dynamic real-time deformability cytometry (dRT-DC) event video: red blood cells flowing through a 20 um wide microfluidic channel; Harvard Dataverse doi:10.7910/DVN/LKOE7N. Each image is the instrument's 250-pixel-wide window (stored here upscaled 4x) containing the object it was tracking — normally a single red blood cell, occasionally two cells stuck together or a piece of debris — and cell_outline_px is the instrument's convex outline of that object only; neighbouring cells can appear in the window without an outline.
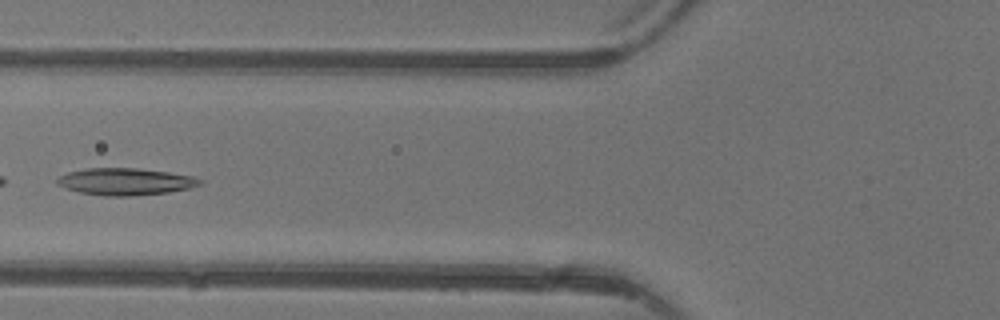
{"species": "common noctule bat (a hibernating species)", "species_latin": "Nyctalus noctula", "temperature_condition": "warm", "stored_images_in_passage": 6, "camera_frame_rate_fps": 3000, "um_per_image_px": 0.085, "animal": {"sex": "female"}, "frame": {"image": 1, "passage_image": 5, "time_ms": 5.0, "image_size_px": [1000, 320], "cell_outline_px": [[204, 184], [188, 188], [168, 192], [132, 196], [104, 196], [80, 192], [64, 188], [56, 184], [56, 180], [60, 176], [68, 172], [84, 168], [140, 168], [168, 172], [192, 176], [204, 180]], "centroid_in_image_um": [10.66, 15.43], "position_along_channel_um": 115.1, "area_um2": 22.6}}
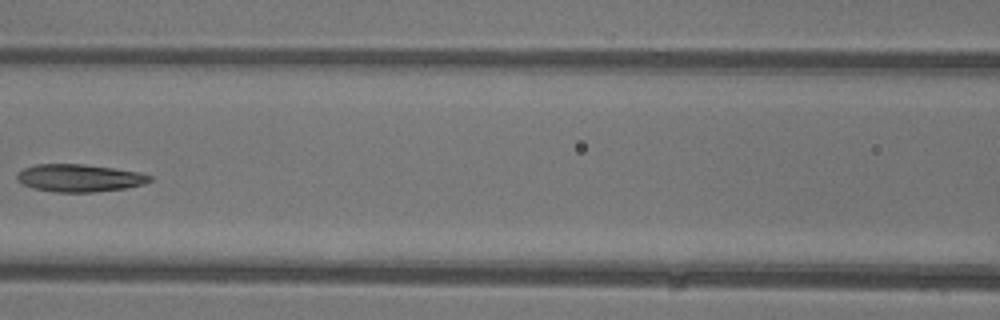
{"frame": {"image": 2, "passage_image": 6, "time_ms": 6.0, "image_size_px": [1000, 320], "cell_outline_px": [[152, 180], [144, 184], [124, 188], [92, 192], [56, 192], [32, 188], [20, 184], [16, 180], [16, 176], [24, 168], [36, 164], [84, 164], [140, 172], [152, 176]], "centroid_in_image_um": [6.72, 15.13], "position_along_channel_um": 159.9, "area_um2": 21.33}}